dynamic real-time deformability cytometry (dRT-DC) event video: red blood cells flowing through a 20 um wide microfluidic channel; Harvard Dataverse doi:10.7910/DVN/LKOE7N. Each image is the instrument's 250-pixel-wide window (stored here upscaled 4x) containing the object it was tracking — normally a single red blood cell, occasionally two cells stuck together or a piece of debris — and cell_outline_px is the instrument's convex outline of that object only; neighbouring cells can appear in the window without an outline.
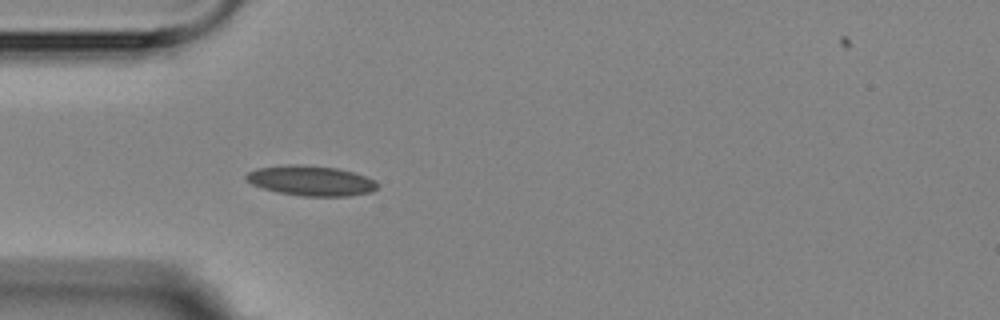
{"species": "Egyptian fruit bat (a non-hibernating species)", "species_latin": "Rousettus aegyptiacus", "temperature_condition": "room temperature", "stored_images_in_passage": 5, "camera_frame_rate_fps": 3000, "um_per_image_px": 0.085, "animal": {"sex": "female"}, "frame": {"image": 1, "passage_image": 5, "time_ms": 4.667, "image_size_px": [1000, 320], "cell_outline_px": [[376, 188], [372, 192], [348, 196], [300, 196], [276, 192], [252, 184], [244, 180], [244, 176], [248, 172], [256, 168], [288, 164], [300, 164], [336, 168], [352, 172], [376, 180]], "centroid_in_image_um": [26.38, 15.36], "position_along_channel_um": 58.6, "area_um2": 23.06}}